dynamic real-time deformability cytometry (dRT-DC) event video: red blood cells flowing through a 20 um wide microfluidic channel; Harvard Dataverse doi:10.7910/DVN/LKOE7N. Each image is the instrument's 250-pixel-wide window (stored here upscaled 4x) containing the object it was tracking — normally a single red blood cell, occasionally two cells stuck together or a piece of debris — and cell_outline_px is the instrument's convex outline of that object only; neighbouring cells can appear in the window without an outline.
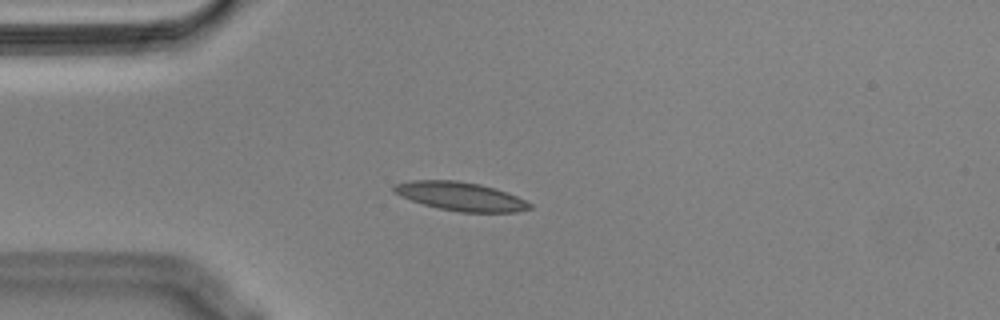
{"species": "Egyptian fruit bat (a non-hibernating species)", "species_latin": "Rousettus aegyptiacus", "temperature_condition": "cold", "stored_images_in_passage": 46, "camera_frame_rate_fps": 3000, "um_per_image_px": 0.085, "animal": {"sex": "male"}, "frame": {"image": 1, "passage_image": 4, "time_ms": 1.0, "image_size_px": [1000, 320], "cell_outline_px": [[532, 208], [516, 212], [460, 212], [436, 208], [400, 196], [392, 192], [392, 184], [412, 180], [456, 180], [480, 184], [496, 188], [516, 196], [532, 204]], "centroid_in_image_um": [39.11, 16.68], "position_along_channel_um": 45.9, "area_um2": 22.77}}
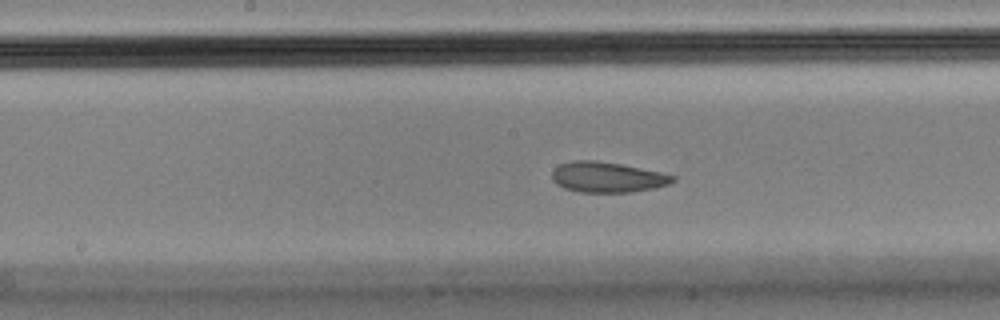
{"frame": {"image": 2, "passage_image": 18, "time_ms": 5.667, "image_size_px": [1000, 320], "cell_outline_px": [[676, 180], [668, 184], [656, 188], [632, 192], [580, 192], [564, 188], [556, 184], [552, 180], [552, 172], [560, 164], [572, 160], [596, 160], [620, 164], [660, 172], [676, 176]], "centroid_in_image_um": [51.62, 15.06], "position_along_channel_um": 196.6, "area_um2": 21.44}}
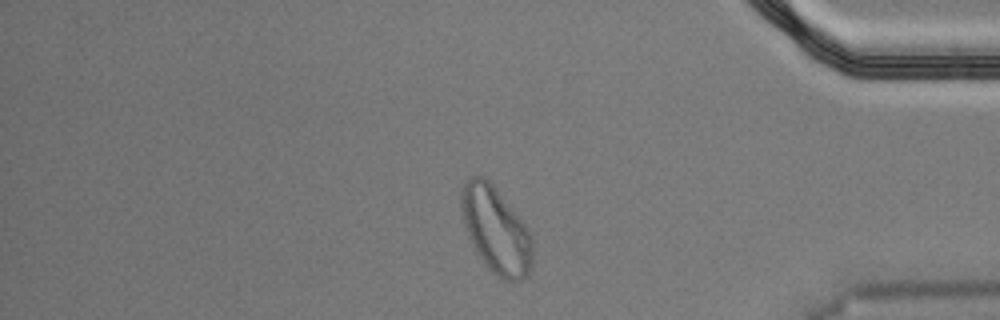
{"frame": {"image": 3, "passage_image": 37, "time_ms": 12.0, "image_size_px": [1000, 320], "cell_outline_px": [[532, 264], [524, 280], [504, 280], [496, 276], [488, 268], [476, 248], [468, 232], [464, 220], [460, 204], [460, 188], [468, 176], [484, 176], [492, 184], [528, 228], [532, 240]], "centroid_in_image_um": [42.15, 19.53], "position_along_channel_um": 393.0, "area_um2": 35.26}, "authors_computed_cell_mechanics": {"area_um2": 22.6865, "velocity_mm_per_s": 3.5418, "shape_relaxation_time_tau1_ms": null, "shape_relaxation_time_tau2_ms": 2.2416, "deformation_change_tau1": null, "deformation_change_tau2": 0.0773}}